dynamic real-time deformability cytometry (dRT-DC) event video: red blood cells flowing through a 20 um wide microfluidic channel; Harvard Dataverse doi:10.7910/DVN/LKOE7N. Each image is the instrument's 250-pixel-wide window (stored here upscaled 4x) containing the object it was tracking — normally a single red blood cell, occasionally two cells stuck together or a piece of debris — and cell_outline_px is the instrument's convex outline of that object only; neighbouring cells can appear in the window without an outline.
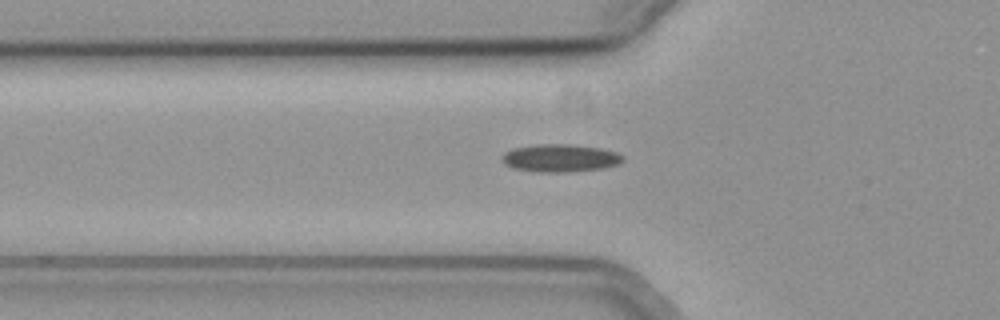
{"species": "common noctule bat (a hibernating species)", "species_latin": "Nyctalus noctula", "temperature_condition": "cold", "stored_images_in_passage": 39, "camera_frame_rate_fps": 3000, "um_per_image_px": 0.085, "animal": {"sex": "female", "body_mass_g": 19.3, "forearm_length_mm": 54.1}, "frame": {"image": 1, "passage_image": 4, "time_ms": 1.0, "image_size_px": [1000, 320], "cell_outline_px": [[624, 160], [620, 164], [600, 168], [564, 172], [540, 172], [512, 168], [504, 164], [504, 152], [512, 148], [536, 144], [568, 144], [600, 148], [616, 152], [624, 156]], "centroid_in_image_um": [47.62, 13.43], "position_along_channel_um": 78.2, "area_um2": 19.42}}
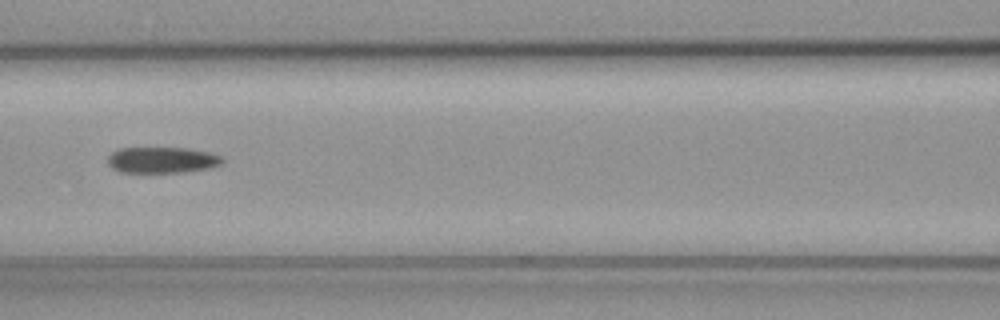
{"frame": {"image": 2, "passage_image": 10, "time_ms": 3.0, "image_size_px": [1000, 320], "cell_outline_px": [[224, 160], [220, 164], [208, 168], [180, 172], [120, 172], [112, 168], [108, 164], [108, 156], [112, 152], [120, 148], [188, 148], [208, 152], [220, 156]], "centroid_in_image_um": [13.74, 13.59], "position_along_channel_um": 152.9, "area_um2": 17.22}}
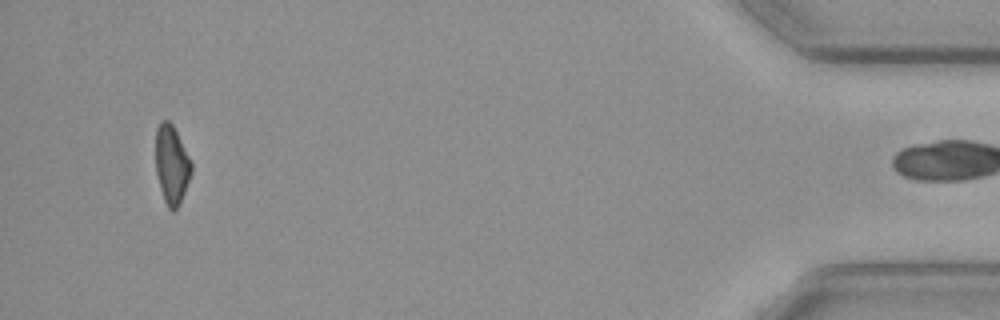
{"frame": {"image": 3, "passage_image": 38, "time_ms": 12.333, "image_size_px": [1000, 320], "cell_outline_px": [[192, 172], [180, 204], [172, 212], [168, 208], [164, 200], [160, 188], [156, 172], [156, 128], [160, 120], [168, 120], [172, 124], [192, 164]], "centroid_in_image_um": [14.58, 14.01], "position_along_channel_um": 420.6, "area_um2": 16.24}}